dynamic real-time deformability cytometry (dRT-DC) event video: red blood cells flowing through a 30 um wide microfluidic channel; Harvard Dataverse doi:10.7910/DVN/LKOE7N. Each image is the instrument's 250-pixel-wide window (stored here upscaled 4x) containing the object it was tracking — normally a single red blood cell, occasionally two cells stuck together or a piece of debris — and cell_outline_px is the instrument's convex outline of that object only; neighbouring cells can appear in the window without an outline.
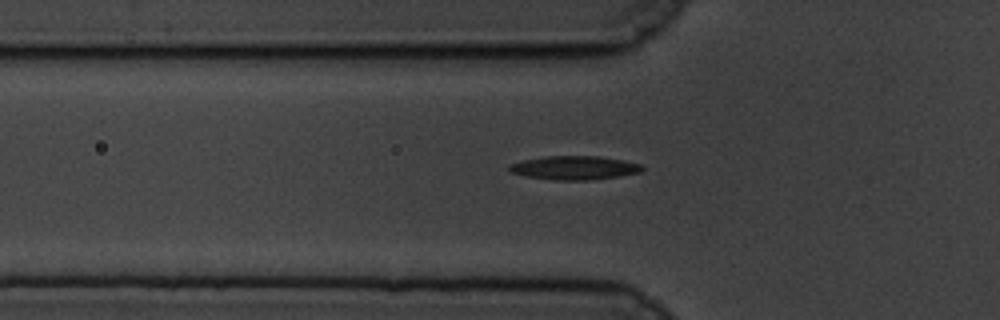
{"species": "common noctule bat (a hibernating species)", "species_latin": "Nyctalus noctula", "temperature_condition": "cold", "stored_images_in_passage": 41, "camera_frame_rate_fps": 3000, "um_per_image_px": 0.085, "animal": {"sex": "male", "body_mass_g": 19.5, "forearm_length_mm": 54.6}, "frame": {"image": 1, "passage_image": 3, "time_ms": 0.667, "image_size_px": [1000, 320], "cell_outline_px": [[644, 168], [640, 172], [620, 176], [588, 180], [552, 180], [524, 176], [512, 172], [508, 168], [508, 164], [524, 160], [544, 156], [600, 156], [624, 160], [640, 164]], "centroid_in_image_um": [48.81, 14.26], "position_along_channel_um": 77.0, "area_um2": 18.44}}
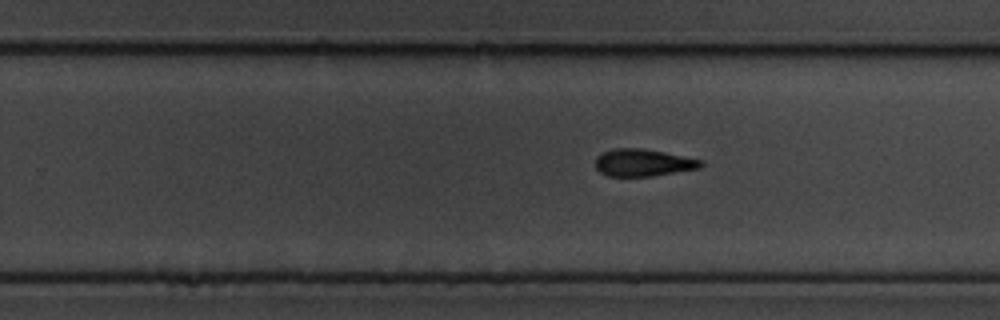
{"frame": {"image": 2, "passage_image": 20, "time_ms": 6.333, "image_size_px": [1000, 320], "cell_outline_px": [[704, 164], [700, 168], [652, 176], [608, 176], [600, 172], [596, 168], [596, 156], [612, 148], [640, 148], [664, 152], [704, 160]], "centroid_in_image_um": [54.67, 13.82], "position_along_channel_um": 275.1, "area_um2": 16.76}}
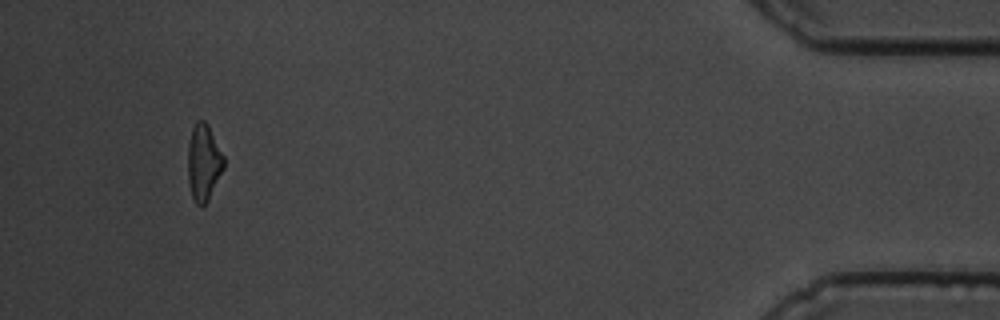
{"frame": {"image": 3, "passage_image": 38, "time_ms": 12.333, "image_size_px": [1000, 320], "cell_outline_px": [[224, 168], [208, 200], [204, 204], [196, 204], [192, 196], [188, 184], [188, 144], [192, 128], [196, 120], [204, 120], [208, 124], [224, 156]], "centroid_in_image_um": [17.3, 13.78], "position_along_channel_um": 417.9, "area_um2": 16.01}, "authors_computed_cell_mechanics": {"area_um2": 16.9932, "velocity_mm_per_s": 3.4915, "shape_relaxation_time_tau1_ms": 3.967, "shape_relaxation_time_tau2_ms": null, "deformation_change_tau1": 0.1278, "deformation_change_tau2": null}}